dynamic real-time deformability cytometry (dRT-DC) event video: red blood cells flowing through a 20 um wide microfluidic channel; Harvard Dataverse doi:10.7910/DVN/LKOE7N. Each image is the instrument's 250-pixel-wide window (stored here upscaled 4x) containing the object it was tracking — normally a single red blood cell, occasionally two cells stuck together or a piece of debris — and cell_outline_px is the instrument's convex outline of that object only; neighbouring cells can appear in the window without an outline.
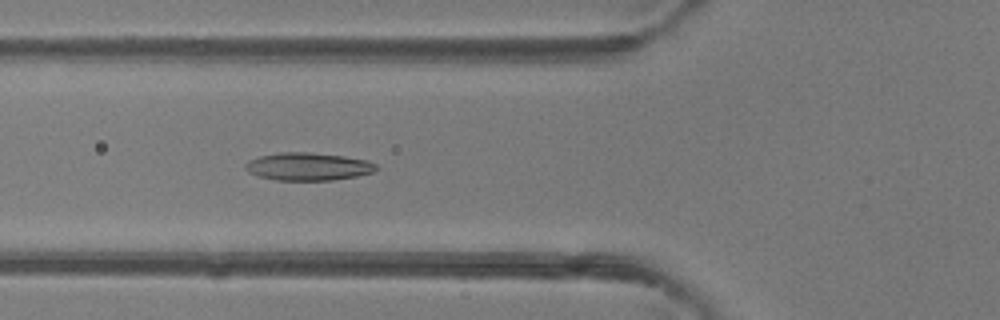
{"species": "common noctule bat (a hibernating species)", "species_latin": "Nyctalus noctula", "temperature_condition": "room temperature", "stored_images_in_passage": 38, "camera_frame_rate_fps": 3000, "um_per_image_px": 0.085, "animal": {"sex": "female"}, "frame": {"image": 1, "passage_image": 10, "time_ms": 3.0, "image_size_px": [1000, 320], "cell_outline_px": [[380, 168], [372, 172], [356, 176], [332, 180], [276, 180], [260, 176], [248, 172], [244, 168], [244, 164], [248, 160], [260, 156], [280, 152], [308, 152], [344, 156], [368, 160], [376, 164]], "centroid_in_image_um": [26.19, 14.15], "position_along_channel_um": 99.6, "area_um2": 21.21}}
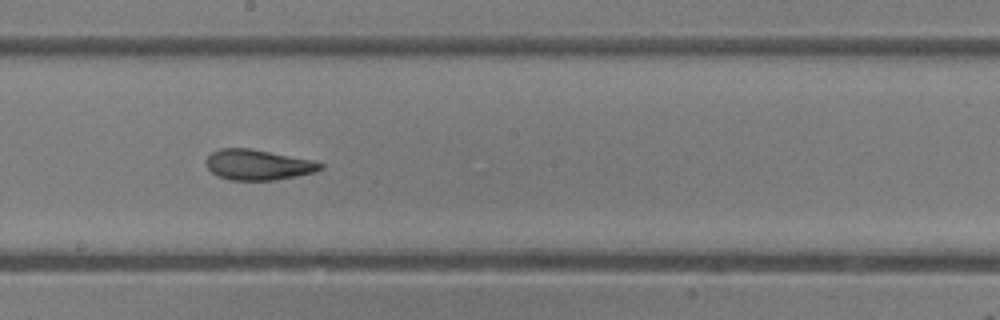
{"frame": {"image": 2, "passage_image": 19, "time_ms": 6.0, "image_size_px": [1000, 320], "cell_outline_px": [[324, 168], [316, 172], [276, 180], [232, 180], [216, 176], [208, 168], [208, 156], [212, 152], [220, 148], [252, 148], [312, 160], [324, 164]], "centroid_in_image_um": [21.97, 14.0], "position_along_channel_um": 226.2, "area_um2": 20.29}}
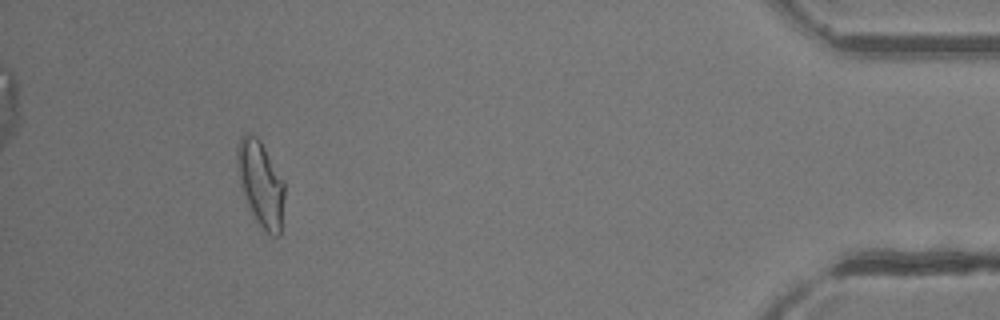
{"frame": {"image": 3, "passage_image": 37, "time_ms": 12.0, "image_size_px": [1000, 320], "cell_outline_px": [[284, 196], [280, 236], [272, 236], [264, 232], [256, 220], [244, 196], [240, 184], [236, 168], [236, 148], [240, 136], [244, 132], [248, 132], [256, 136], [260, 140], [284, 180]], "centroid_in_image_um": [22.14, 15.58], "position_along_channel_um": 413.1, "area_um2": 23.81}, "authors_computed_cell_mechanics": {"area_um2": 20.808, "velocity_mm_per_s": 4.21, "shape_relaxation_time_tau1_ms": 4.9882, "shape_relaxation_time_tau2_ms": 1.5961, "deformation_change_tau1": 0.1888, "deformation_change_tau2": 0.0878}}